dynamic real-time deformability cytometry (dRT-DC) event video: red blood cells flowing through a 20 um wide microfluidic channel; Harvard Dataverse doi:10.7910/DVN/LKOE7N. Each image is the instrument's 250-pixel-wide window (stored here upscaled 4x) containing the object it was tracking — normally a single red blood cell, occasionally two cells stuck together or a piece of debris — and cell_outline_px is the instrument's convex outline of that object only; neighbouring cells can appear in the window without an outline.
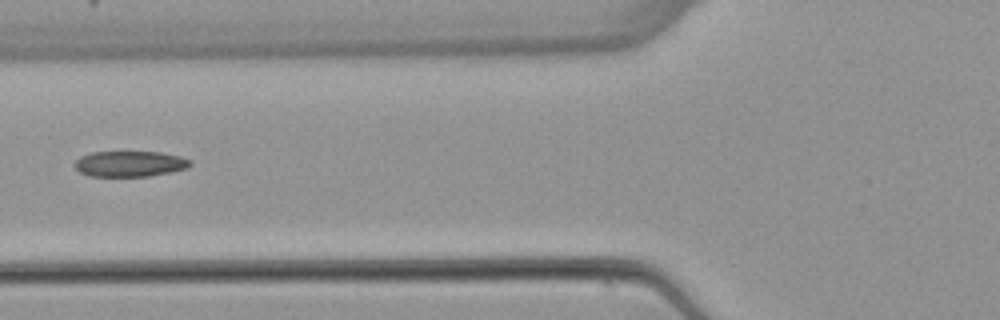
{"species": "common noctule bat (a hibernating species)", "species_latin": "Nyctalus noctula", "temperature_condition": "warm", "stored_images_in_passage": 4, "camera_frame_rate_fps": 3000, "um_per_image_px": 0.085, "animal": {"sex": "female", "body_mass_g": 22.7, "forearm_length_mm": 54.2}, "frame": {"image": 1, "passage_image": 4, "time_ms": 3.667, "image_size_px": [1000, 320], "cell_outline_px": [[192, 164], [188, 168], [148, 176], [88, 176], [80, 172], [76, 168], [76, 160], [80, 156], [92, 152], [160, 152], [180, 156], [192, 160]], "centroid_in_image_um": [11.05, 13.92], "position_along_channel_um": 114.7, "area_um2": 17.22}}